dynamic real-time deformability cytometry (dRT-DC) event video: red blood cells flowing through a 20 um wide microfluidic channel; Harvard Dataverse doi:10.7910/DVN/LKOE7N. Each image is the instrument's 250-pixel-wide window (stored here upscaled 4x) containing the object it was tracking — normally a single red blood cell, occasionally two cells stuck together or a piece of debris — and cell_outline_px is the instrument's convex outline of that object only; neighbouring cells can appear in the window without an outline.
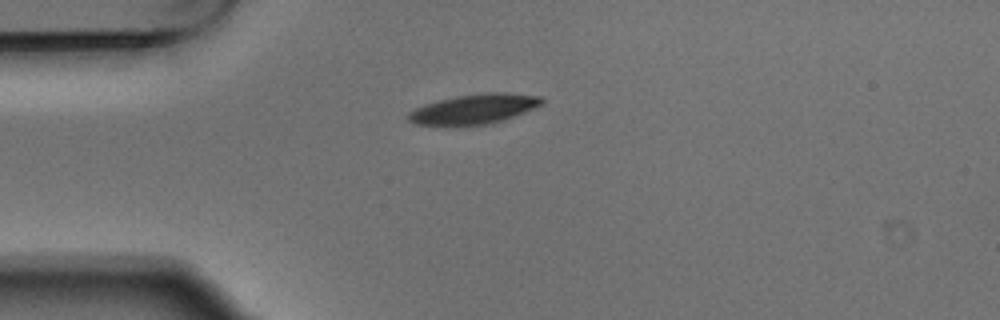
{"species": "Egyptian fruit bat (a non-hibernating species)", "species_latin": "Rousettus aegyptiacus", "temperature_condition": "warm", "stored_images_in_passage": 2, "camera_frame_rate_fps": 3000, "um_per_image_px": 0.085, "animal": {"sex": "male"}, "frame": {"image": 1, "passage_image": 1, "time_ms": 0.0, "image_size_px": [1000, 320], "cell_outline_px": [[544, 100], [540, 104], [524, 112], [504, 120], [488, 124], [452, 128], [416, 124], [408, 120], [408, 112], [424, 104], [456, 96], [484, 92], [504, 92], [540, 96]], "centroid_in_image_um": [40.22, 9.3], "position_along_channel_um": 44.8, "area_um2": 23.7}}
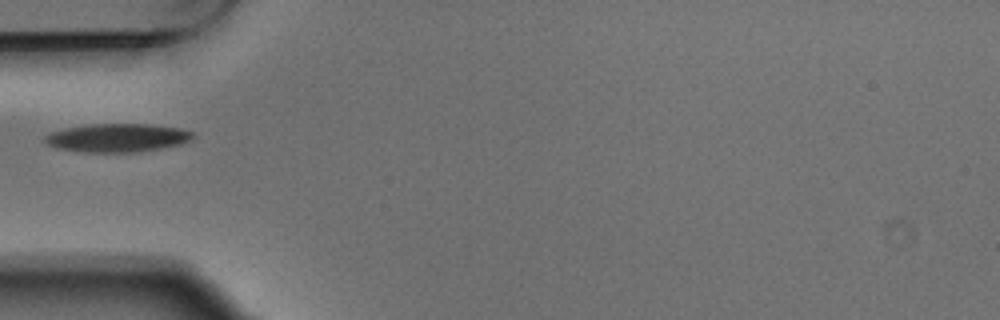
{"frame": {"image": 2, "passage_image": 2, "time_ms": 0.333, "image_size_px": [1000, 320], "cell_outline_px": [[196, 136], [192, 140], [180, 144], [140, 152], [84, 152], [56, 148], [48, 144], [44, 140], [44, 136], [52, 132], [64, 128], [92, 124], [152, 124], [180, 128], [192, 132]], "centroid_in_image_um": [10.0, 11.71], "position_along_channel_um": 75.0, "area_um2": 24.57}}